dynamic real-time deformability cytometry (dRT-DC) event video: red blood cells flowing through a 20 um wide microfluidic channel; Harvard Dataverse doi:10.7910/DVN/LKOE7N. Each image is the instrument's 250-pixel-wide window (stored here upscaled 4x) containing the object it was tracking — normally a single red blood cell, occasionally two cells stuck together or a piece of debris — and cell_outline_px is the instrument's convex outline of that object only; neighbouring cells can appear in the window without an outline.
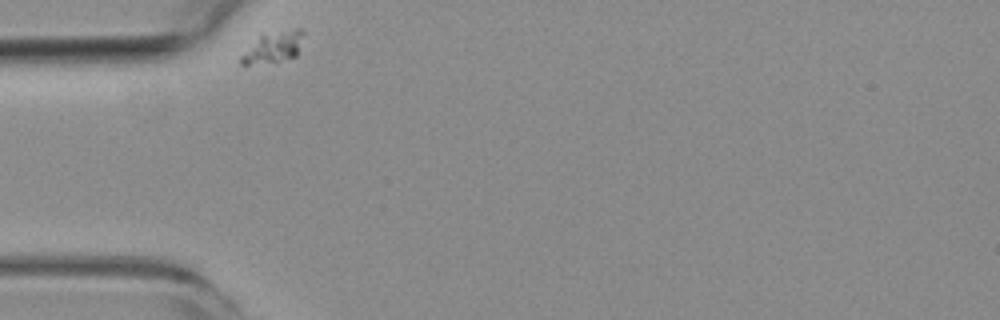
{"species": "common noctule bat (a hibernating species)", "species_latin": "Nyctalus noctula", "temperature_condition": "room temperature", "stored_images_in_passage": 35, "camera_frame_rate_fps": 3000, "um_per_image_px": 0.085, "animal": {"sex": "female", "body_mass_g": 19.3, "forearm_length_mm": 54.1}, "frame": {"image": 1, "passage_image": 1, "time_ms": 0.0, "image_size_px": [1000, 320], "cell_outline_px": [[304, 32], [296, 56], [276, 60], [248, 64], [240, 64], [240, 56], [260, 36], [296, 28], [304, 28]], "centroid_in_image_um": [23.26, 3.99], "position_along_channel_um": 61.7, "area_um2": 10.58}}
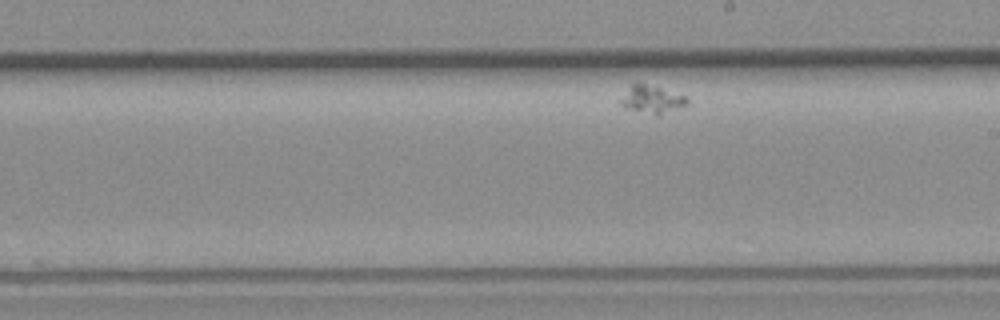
{"frame": {"image": 2, "passage_image": 20, "time_ms": 6.333, "image_size_px": [1000, 320], "cell_outline_px": [[688, 104], [656, 116], [624, 108], [620, 104], [620, 100], [632, 84], [644, 84], [660, 88], [688, 96]], "centroid_in_image_um": [55.42, 8.48], "position_along_channel_um": 233.6, "area_um2": 10.58}}
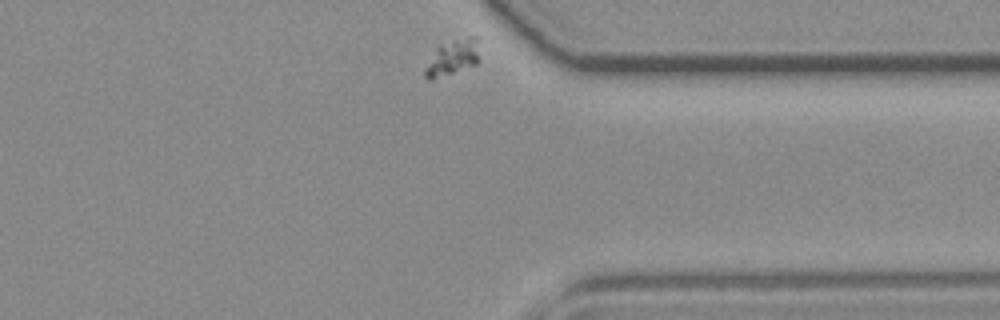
{"frame": {"image": 3, "passage_image": 35, "time_ms": 11.333, "image_size_px": [1000, 320], "cell_outline_px": [[480, 60], [476, 64], [432, 80], [428, 80], [424, 76], [424, 68], [436, 48], [440, 44], [452, 40], [468, 36], [480, 36]], "centroid_in_image_um": [38.52, 4.85], "position_along_channel_um": 372.9, "area_um2": 11.73}}